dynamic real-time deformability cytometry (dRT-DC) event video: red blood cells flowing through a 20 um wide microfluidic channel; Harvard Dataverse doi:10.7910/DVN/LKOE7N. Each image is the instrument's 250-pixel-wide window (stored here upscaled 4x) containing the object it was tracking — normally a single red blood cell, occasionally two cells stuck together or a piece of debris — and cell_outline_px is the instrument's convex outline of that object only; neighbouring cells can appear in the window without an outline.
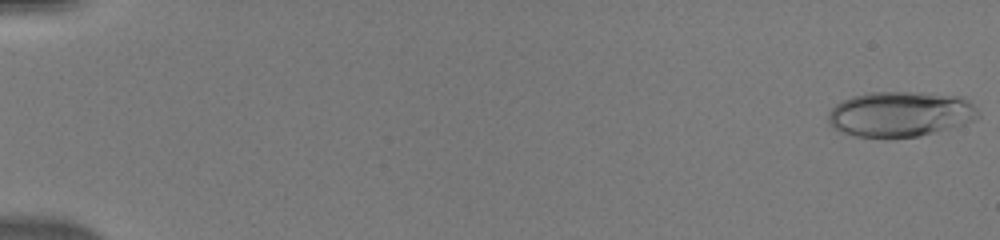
{"species": "human", "species_latin": "Homo sapiens", "temperature_condition": "warm", "stored_images_in_passage": 10, "camera_frame_rate_fps": 3000, "um_per_image_px": 0.085, "donor": {"sex": "male"}, "frame": {"image": 1, "passage_image": 1, "time_ms": 0.0, "image_size_px": [1000, 240], "cell_outline_px": [[980, 116], [972, 120], [948, 128], [920, 136], [888, 140], [884, 140], [856, 136], [840, 132], [832, 128], [828, 124], [828, 112], [836, 104], [852, 96], [872, 92], [920, 92], [964, 96], [980, 112]], "centroid_in_image_um": [76.48, 9.72], "position_along_channel_um": 8.5, "area_um2": 40.34}}